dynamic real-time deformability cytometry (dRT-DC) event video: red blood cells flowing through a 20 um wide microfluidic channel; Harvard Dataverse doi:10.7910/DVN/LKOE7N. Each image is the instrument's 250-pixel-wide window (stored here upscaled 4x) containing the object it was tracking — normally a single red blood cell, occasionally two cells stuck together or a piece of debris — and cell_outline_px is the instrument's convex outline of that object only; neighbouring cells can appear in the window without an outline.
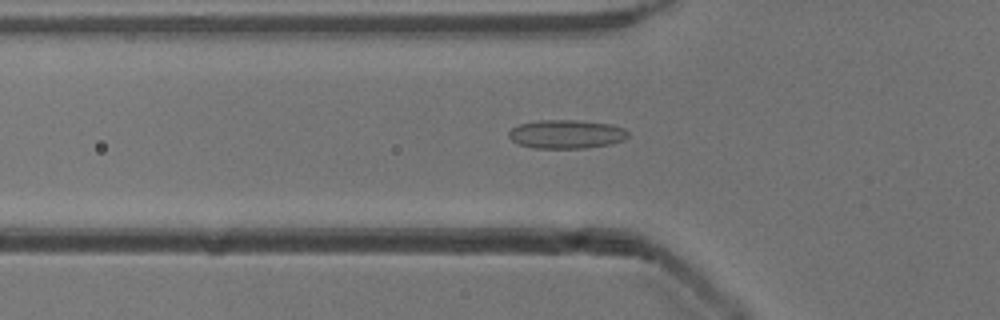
{"species": "common noctule bat (a hibernating species)", "species_latin": "Nyctalus noctula", "temperature_condition": "cold", "stored_images_in_passage": 53, "camera_frame_rate_fps": 3000, "um_per_image_px": 0.085, "animal": {"sex": "male", "body_mass_g": 13.3}, "frame": {"image": 1, "passage_image": 18, "time_ms": 5.667, "image_size_px": [1000, 320], "cell_outline_px": [[628, 136], [624, 140], [608, 144], [584, 148], [532, 148], [520, 144], [512, 140], [508, 136], [508, 132], [512, 128], [520, 124], [536, 120], [576, 120], [612, 124], [624, 128], [628, 132]], "centroid_in_image_um": [48.13, 11.39], "position_along_channel_um": 77.7, "area_um2": 19.94}}
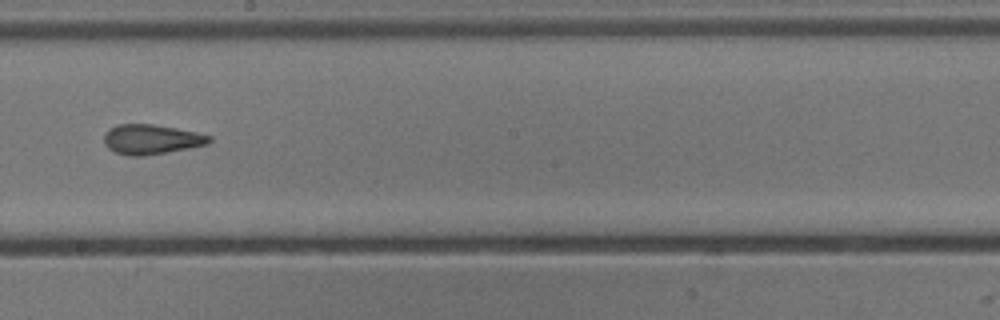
{"frame": {"image": 2, "passage_image": 30, "time_ms": 9.667, "image_size_px": [1000, 320], "cell_outline_px": [[212, 140], [208, 144], [188, 148], [144, 156], [132, 156], [116, 152], [108, 148], [104, 144], [104, 136], [108, 128], [116, 124], [152, 124], [176, 128], [196, 132], [212, 136]], "centroid_in_image_um": [12.85, 11.83], "position_along_channel_um": 235.3, "area_um2": 18.26}}
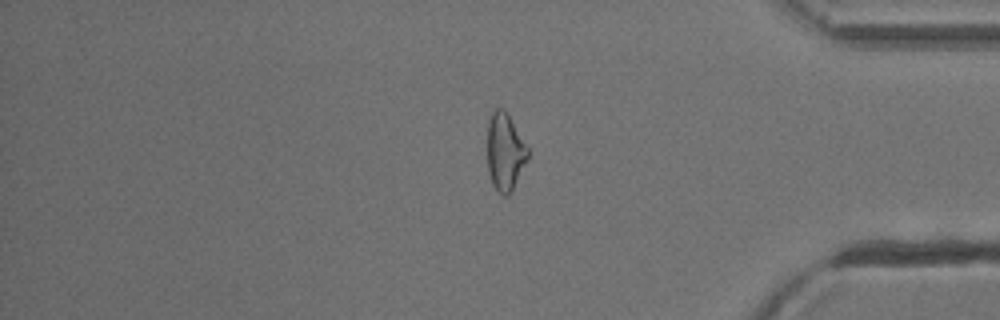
{"frame": {"image": 3, "passage_image": 44, "time_ms": 14.333, "image_size_px": [1000, 320], "cell_outline_px": [[528, 160], [512, 192], [508, 196], [504, 196], [492, 184], [488, 172], [488, 120], [492, 108], [504, 108], [508, 112], [528, 148]], "centroid_in_image_um": [42.93, 12.88], "position_along_channel_um": 392.3, "area_um2": 18.61}, "authors_computed_cell_mechanics": {"area_um2": 19.4786, "velocity_mm_per_s": 3.9083, "shape_relaxation_time_tau1_ms": null, "shape_relaxation_time_tau2_ms": 2.3236, "deformation_change_tau1": null, "deformation_change_tau2": 0.0962}}